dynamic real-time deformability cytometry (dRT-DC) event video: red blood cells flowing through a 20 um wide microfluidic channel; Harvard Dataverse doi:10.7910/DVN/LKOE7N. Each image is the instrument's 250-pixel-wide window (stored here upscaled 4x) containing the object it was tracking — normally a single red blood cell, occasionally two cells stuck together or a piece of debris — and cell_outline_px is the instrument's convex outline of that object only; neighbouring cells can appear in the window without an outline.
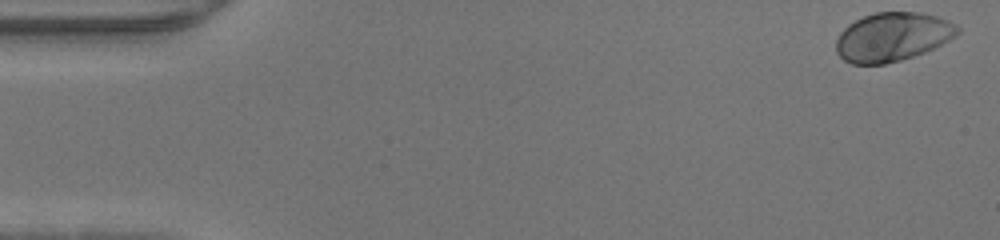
{"species": "human", "species_latin": "Homo sapiens", "temperature_condition": "warm", "stored_images_in_passage": 47, "camera_frame_rate_fps": 3000, "um_per_image_px": 0.085, "donor": {"sex": "male"}, "frame": {"image": 1, "passage_image": 1, "time_ms": 0.0, "image_size_px": [1000, 240], "cell_outline_px": [[960, 32], [956, 36], [924, 52], [900, 60], [884, 64], [852, 64], [844, 60], [836, 52], [836, 40], [840, 32], [848, 24], [864, 16], [876, 12], [920, 12], [936, 16], [948, 20], [956, 24], [960, 28]], "centroid_in_image_um": [75.85, 3.13], "position_along_channel_um": 9.1, "area_um2": 34.45}}
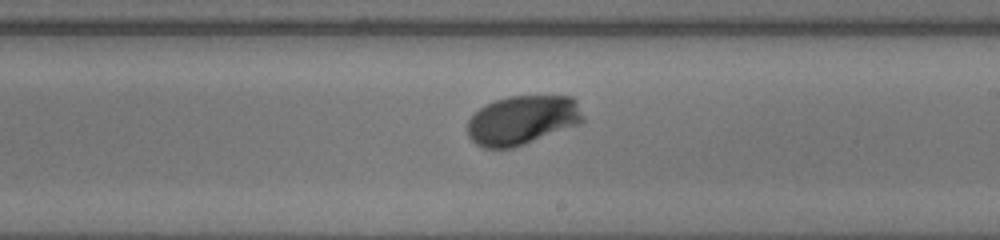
{"frame": {"image": 2, "passage_image": 27, "time_ms": 8.667, "image_size_px": [1000, 240], "cell_outline_px": [[584, 120], [580, 124], [524, 144], [512, 148], [484, 148], [476, 144], [468, 136], [468, 120], [484, 104], [508, 96], [572, 96], [576, 100], [584, 116]], "centroid_in_image_um": [44.41, 10.2], "position_along_channel_um": 244.6, "area_um2": 33.12}}
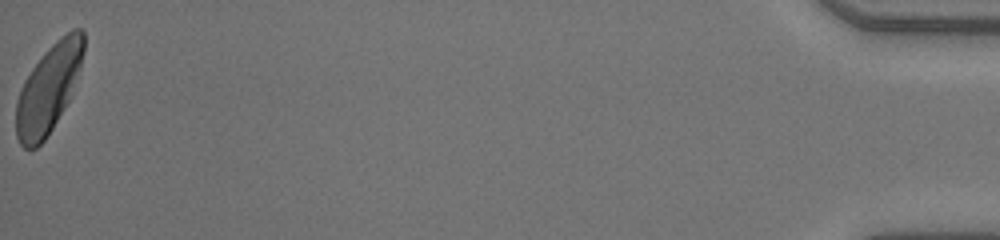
{"frame": {"image": 3, "passage_image": 47, "time_ms": 15.333, "image_size_px": [1000, 240], "cell_outline_px": [[84, 52], [80, 68], [68, 100], [64, 108], [52, 128], [44, 140], [36, 148], [24, 148], [20, 144], [16, 136], [16, 100], [20, 88], [24, 80], [32, 68], [44, 52], [60, 36], [72, 28], [84, 28]], "centroid_in_image_um": [4.12, 7.5], "position_along_channel_um": 431.1, "area_um2": 34.51}}